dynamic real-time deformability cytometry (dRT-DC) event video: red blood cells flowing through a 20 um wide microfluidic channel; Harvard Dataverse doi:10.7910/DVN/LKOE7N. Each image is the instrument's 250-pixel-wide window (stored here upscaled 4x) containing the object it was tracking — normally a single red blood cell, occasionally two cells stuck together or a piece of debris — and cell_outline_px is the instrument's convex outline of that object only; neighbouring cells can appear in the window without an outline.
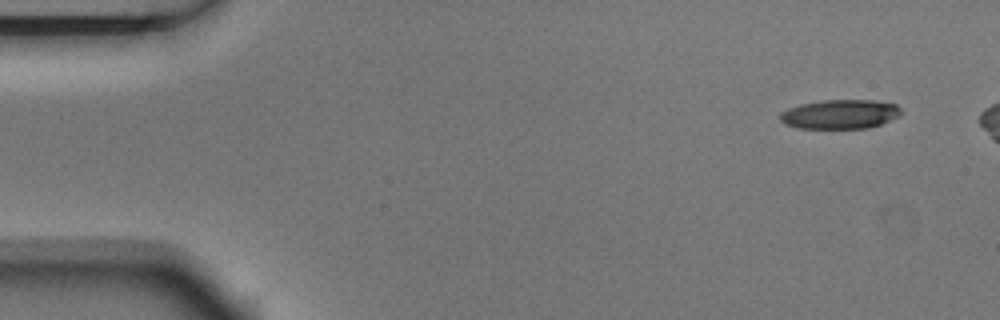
{"species": "Egyptian fruit bat (a non-hibernating species)", "species_latin": "Rousettus aegyptiacus", "temperature_condition": "room temperature", "stored_images_in_passage": 9, "camera_frame_rate_fps": 3000, "um_per_image_px": 0.085, "animal": {"sex": "male"}, "frame": {"image": 1, "passage_image": 1, "time_ms": 0.0, "image_size_px": [1000, 320], "cell_outline_px": [[904, 112], [900, 116], [880, 124], [868, 128], [800, 128], [784, 124], [780, 120], [780, 112], [788, 108], [800, 104], [820, 100], [872, 100], [896, 104]], "centroid_in_image_um": [71.41, 9.7], "position_along_channel_um": 13.6, "area_um2": 20.75}}
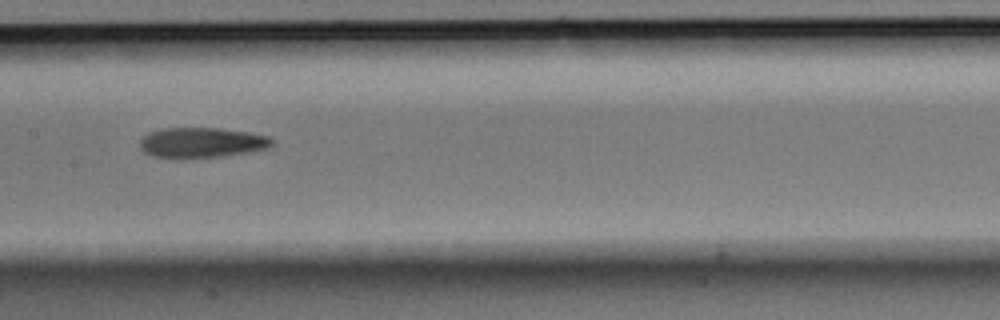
{"frame": {"image": 2, "passage_image": 7, "time_ms": 2.0, "image_size_px": [1000, 320], "cell_outline_px": [[272, 144], [268, 148], [248, 152], [220, 156], [152, 156], [144, 152], [140, 148], [140, 140], [148, 132], [164, 128], [220, 128], [248, 132], [268, 136], [272, 140]], "centroid_in_image_um": [17.15, 12.09], "position_along_channel_um": 190.3, "area_um2": 22.6}}
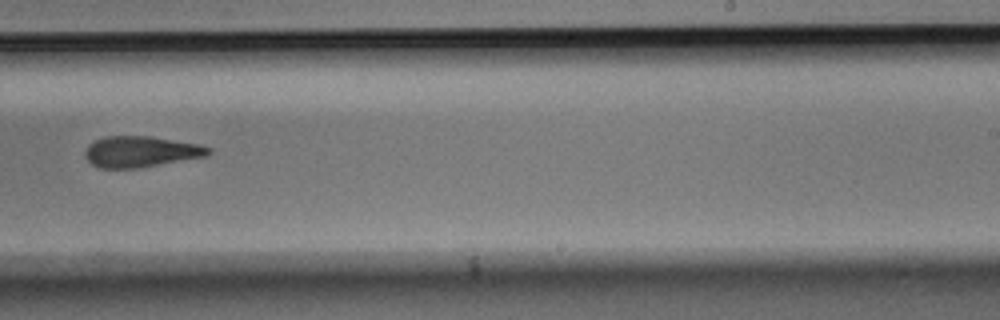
{"frame": {"image": 3, "passage_image": 9, "time_ms": 2.667, "image_size_px": [1000, 320], "cell_outline_px": [[212, 152], [208, 156], [136, 168], [96, 168], [84, 156], [84, 152], [88, 144], [104, 136], [148, 136], [200, 144], [212, 148]], "centroid_in_image_um": [11.96, 12.89], "position_along_channel_um": 277.0, "area_um2": 22.37}}